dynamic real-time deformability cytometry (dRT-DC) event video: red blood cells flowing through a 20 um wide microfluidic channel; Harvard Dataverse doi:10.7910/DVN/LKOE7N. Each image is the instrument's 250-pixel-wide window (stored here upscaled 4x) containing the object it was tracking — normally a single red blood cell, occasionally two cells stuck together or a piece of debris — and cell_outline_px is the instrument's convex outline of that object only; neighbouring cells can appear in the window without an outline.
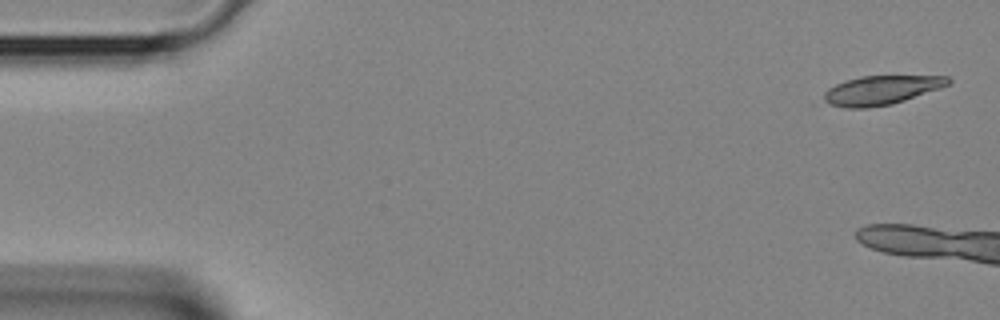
{"species": "Egyptian fruit bat (a non-hibernating species)", "species_latin": "Rousettus aegyptiacus", "temperature_condition": "room temperature", "stored_images_in_passage": 6, "camera_frame_rate_fps": 3000, "um_per_image_px": 0.085, "animal": {"sex": "female"}, "frame": {"image": 1, "passage_image": 1, "time_ms": 0.0, "image_size_px": [1000, 320], "cell_outline_px": [[952, 80], [948, 84], [940, 88], [892, 104], [868, 108], [844, 108], [828, 104], [820, 100], [824, 92], [828, 88], [836, 84], [860, 76], [948, 76]], "centroid_in_image_um": [74.84, 7.67], "position_along_channel_um": 10.2, "area_um2": 21.1}}